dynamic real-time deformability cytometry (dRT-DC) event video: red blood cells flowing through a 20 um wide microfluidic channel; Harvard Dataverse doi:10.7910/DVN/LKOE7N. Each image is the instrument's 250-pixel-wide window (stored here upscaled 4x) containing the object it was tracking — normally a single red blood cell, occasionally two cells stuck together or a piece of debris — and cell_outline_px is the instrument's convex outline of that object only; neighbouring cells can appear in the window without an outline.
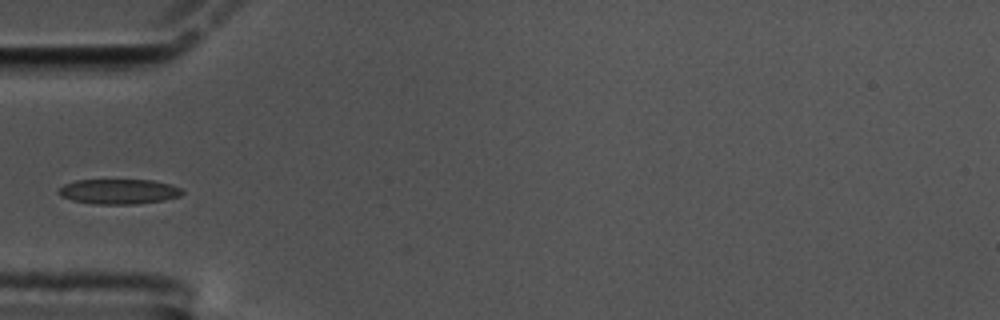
{"species": "common noctule bat (a hibernating species)", "species_latin": "Nyctalus noctula", "temperature_condition": "cold", "stored_images_in_passage": 41, "camera_frame_rate_fps": 3000, "um_per_image_px": 0.085, "animal": {"sex": "male", "body_mass_g": 17.5, "forearm_length_mm": 52.3}, "frame": {"image": 1, "passage_image": 1, "time_ms": 0.0, "image_size_px": [1000, 320], "cell_outline_px": [[184, 192], [180, 196], [164, 200], [136, 204], [96, 204], [72, 200], [60, 196], [56, 192], [64, 184], [76, 180], [152, 180], [172, 184], [180, 188]], "centroid_in_image_um": [10.1, 16.28], "position_along_channel_um": 74.9, "area_um2": 18.09}}
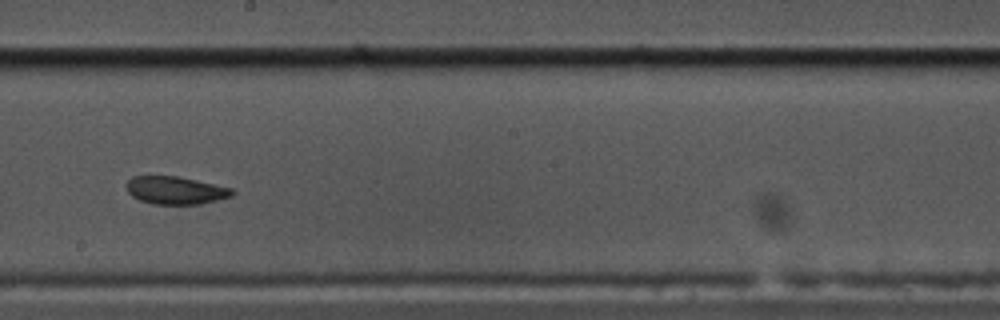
{"frame": {"image": 2, "passage_image": 15, "time_ms": 4.667, "image_size_px": [1000, 320], "cell_outline_px": [[236, 192], [232, 196], [200, 204], [152, 204], [140, 200], [132, 196], [128, 192], [124, 184], [132, 176], [176, 176], [196, 180], [232, 188]], "centroid_in_image_um": [14.89, 16.17], "position_along_channel_um": 233.3, "area_um2": 17.17}}
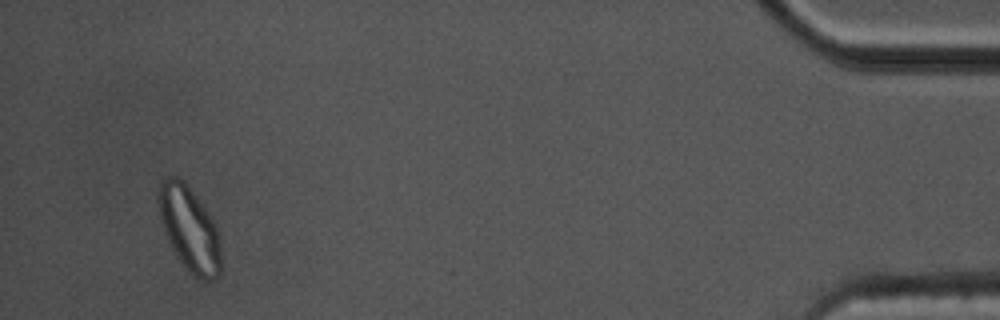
{"frame": {"image": 3, "passage_image": 38, "time_ms": 12.333, "image_size_px": [1000, 320], "cell_outline_px": [[220, 272], [216, 280], [204, 280], [188, 272], [176, 256], [168, 240], [160, 220], [156, 204], [156, 188], [160, 180], [164, 176], [176, 176], [184, 180], [208, 212], [216, 228], [220, 248]], "centroid_in_image_um": [16.03, 19.39], "position_along_channel_um": 419.2, "area_um2": 31.21}}